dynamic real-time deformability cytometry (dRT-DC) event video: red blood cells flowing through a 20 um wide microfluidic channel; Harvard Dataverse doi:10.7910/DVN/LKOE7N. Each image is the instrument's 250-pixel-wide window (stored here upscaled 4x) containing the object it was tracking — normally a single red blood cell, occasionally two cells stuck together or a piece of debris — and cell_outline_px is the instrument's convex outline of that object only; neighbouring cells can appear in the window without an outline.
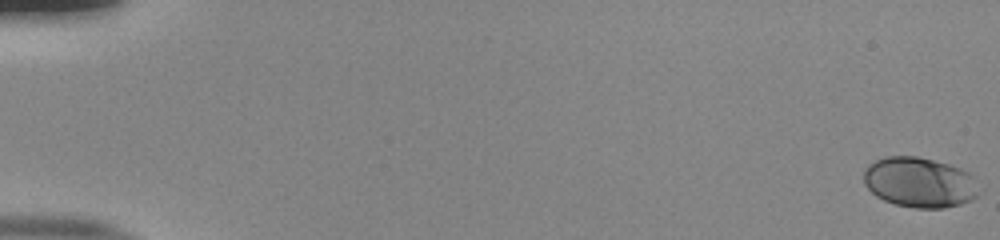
{"species": "human", "species_latin": "Homo sapiens", "temperature_condition": "room temperature", "stored_images_in_passage": 54, "camera_frame_rate_fps": 3000, "um_per_image_px": 0.085, "donor": {"sex": "male"}, "frame": {"image": 1, "passage_image": 1, "time_ms": 0.0, "image_size_px": [1000, 240], "cell_outline_px": [[976, 196], [972, 200], [960, 204], [944, 208], [916, 208], [896, 204], [884, 200], [876, 196], [864, 184], [864, 168], [868, 164], [884, 156], [916, 156], [948, 164], [960, 168], [968, 172], [972, 176]], "centroid_in_image_um": [78.09, 15.49], "position_along_channel_um": 6.9, "area_um2": 33.35}}
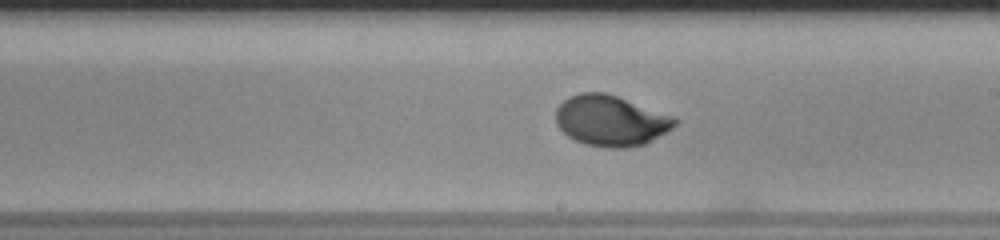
{"frame": {"image": 2, "passage_image": 33, "time_ms": 10.667, "image_size_px": [1000, 240], "cell_outline_px": [[680, 120], [672, 128], [652, 140], [644, 144], [624, 148], [608, 148], [584, 144], [568, 136], [556, 124], [556, 108], [564, 100], [580, 92], [604, 92], [676, 116]], "centroid_in_image_um": [51.94, 10.25], "position_along_channel_um": 237.1, "area_um2": 35.14}}
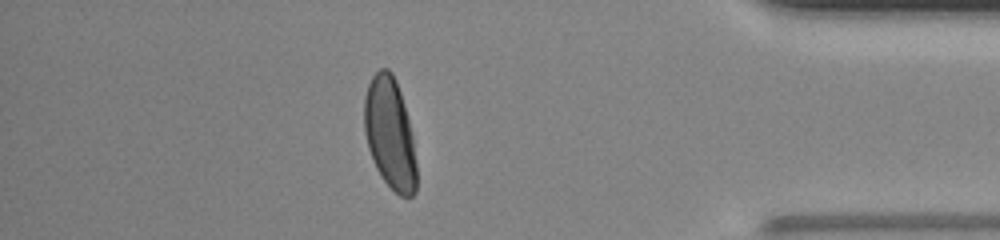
{"frame": {"image": 3, "passage_image": 48, "time_ms": 15.667, "image_size_px": [1000, 240], "cell_outline_px": [[416, 192], [412, 196], [400, 196], [380, 176], [376, 168], [368, 148], [364, 132], [364, 96], [368, 84], [372, 76], [380, 68], [388, 68], [392, 72], [396, 80], [404, 104], [412, 136], [416, 164]], "centroid_in_image_um": [33.12, 11.33], "position_along_channel_um": 402.1, "area_um2": 33.81}, "authors_computed_cell_mechanics": {"area_um2": 34.102, "velocity_mm_per_s": 3.9227, "shape_relaxation_time_tau1_ms": 3.7755, "shape_relaxation_time_tau2_ms": null, "deformation_change_tau1": 0.18, "deformation_change_tau2": null}}